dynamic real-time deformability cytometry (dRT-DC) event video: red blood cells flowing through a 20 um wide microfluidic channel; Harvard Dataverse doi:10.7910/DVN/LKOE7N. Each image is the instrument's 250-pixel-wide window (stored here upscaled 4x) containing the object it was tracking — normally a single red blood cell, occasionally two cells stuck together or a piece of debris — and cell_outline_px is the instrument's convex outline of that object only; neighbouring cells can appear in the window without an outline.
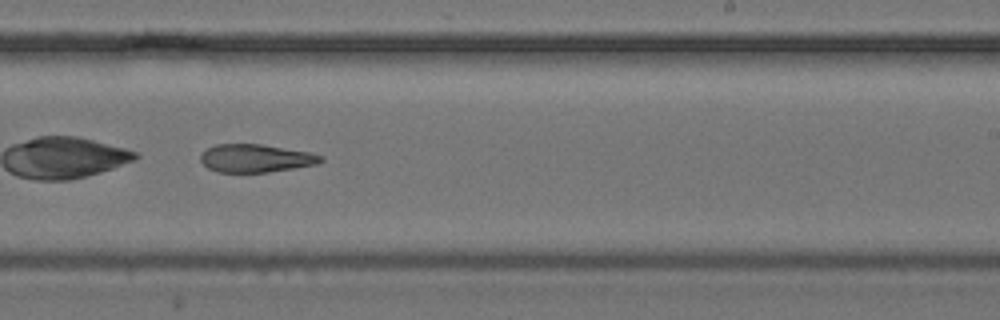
{"species": "common noctule bat (a hibernating species)", "species_latin": "Nyctalus noctula", "temperature_condition": "cold", "stored_images_in_passage": 38, "camera_frame_rate_fps": 3000, "um_per_image_px": 0.085, "animal": {"sex": "female", "body_mass_g": 24.6, "forearm_length_mm": 56.2}, "frame": {"image": 1, "passage_image": 22, "time_ms": 7.0, "image_size_px": [1000, 320], "cell_outline_px": [[324, 160], [320, 164], [268, 172], [216, 172], [208, 168], [200, 160], [200, 156], [208, 148], [216, 144], [260, 144], [308, 152], [324, 156]], "centroid_in_image_um": [21.76, 13.46], "position_along_channel_um": 267.2, "area_um2": 19.59}, "authors_computed_cell_mechanics": {"area_um2": 21.5594, "velocity_mm_per_s": 3.9515, "shape_relaxation_time_tau1_ms": null, "shape_relaxation_time_tau2_ms": 7.6737, "deformation_change_tau1": null, "deformation_change_tau2": 0.1872}}